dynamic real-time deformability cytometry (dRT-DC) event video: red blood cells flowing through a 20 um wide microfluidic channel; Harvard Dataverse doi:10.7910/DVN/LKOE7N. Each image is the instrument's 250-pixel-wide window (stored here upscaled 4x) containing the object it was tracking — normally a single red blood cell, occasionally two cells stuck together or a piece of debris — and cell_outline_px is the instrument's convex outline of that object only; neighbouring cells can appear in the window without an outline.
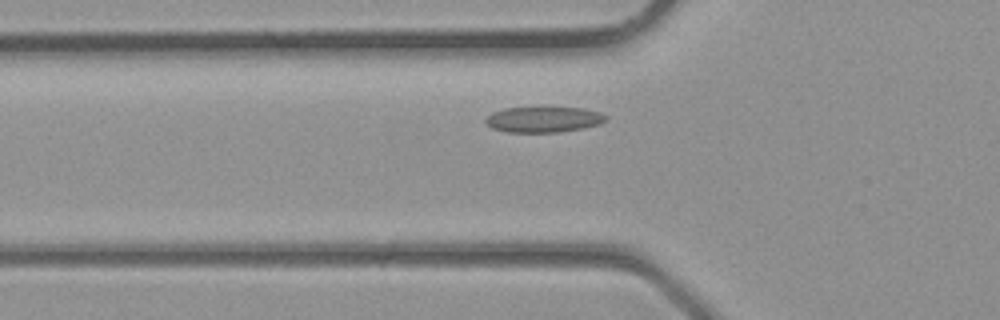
{"species": "common noctule bat (a hibernating species)", "species_latin": "Nyctalus noctula", "temperature_condition": "room temperature", "stored_images_in_passage": 4, "camera_frame_rate_fps": 3000, "um_per_image_px": 0.085, "animal": {"sex": "male", "body_mass_g": 23.1, "forearm_length_mm": 52.7}, "frame": {"image": 1, "passage_image": 4, "time_ms": 1.0, "image_size_px": [1000, 320], "cell_outline_px": [[608, 120], [600, 124], [584, 128], [560, 132], [508, 132], [492, 128], [484, 120], [492, 112], [504, 108], [584, 108], [600, 112], [608, 116]], "centroid_in_image_um": [46.25, 10.16], "position_along_channel_um": 79.6, "area_um2": 17.98}}